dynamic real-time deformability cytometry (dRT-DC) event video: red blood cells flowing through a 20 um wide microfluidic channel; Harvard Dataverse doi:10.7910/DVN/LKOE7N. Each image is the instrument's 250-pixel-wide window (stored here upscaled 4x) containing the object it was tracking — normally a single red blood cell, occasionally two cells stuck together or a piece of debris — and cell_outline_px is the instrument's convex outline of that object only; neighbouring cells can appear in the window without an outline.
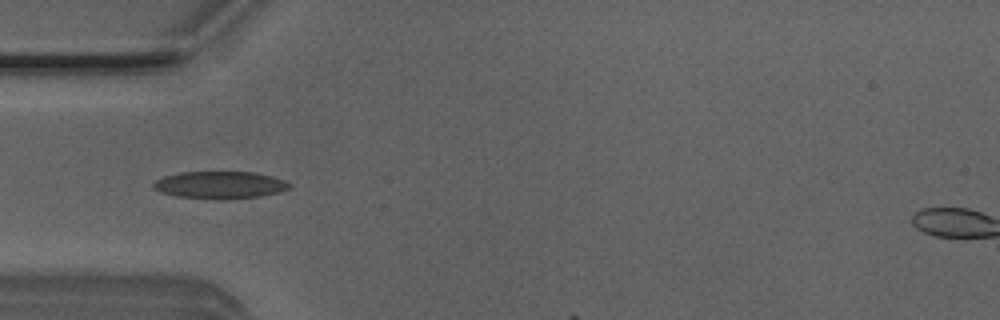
{"species": "Egyptian fruit bat (a non-hibernating species)", "species_latin": "Rousettus aegyptiacus", "temperature_condition": "room temperature", "stored_images_in_passage": 6, "camera_frame_rate_fps": 3000, "um_per_image_px": 0.085, "animal": {"sex": "male"}, "frame": {"image": 1, "passage_image": 5, "time_ms": 1.333, "image_size_px": [1000, 320], "cell_outline_px": [[292, 184], [288, 188], [280, 192], [260, 196], [228, 200], [220, 200], [180, 196], [160, 192], [152, 188], [152, 184], [156, 180], [164, 176], [180, 172], [252, 172], [272, 176], [284, 180]], "centroid_in_image_um": [18.7, 15.73], "position_along_channel_um": 66.3, "area_um2": 21.73}}